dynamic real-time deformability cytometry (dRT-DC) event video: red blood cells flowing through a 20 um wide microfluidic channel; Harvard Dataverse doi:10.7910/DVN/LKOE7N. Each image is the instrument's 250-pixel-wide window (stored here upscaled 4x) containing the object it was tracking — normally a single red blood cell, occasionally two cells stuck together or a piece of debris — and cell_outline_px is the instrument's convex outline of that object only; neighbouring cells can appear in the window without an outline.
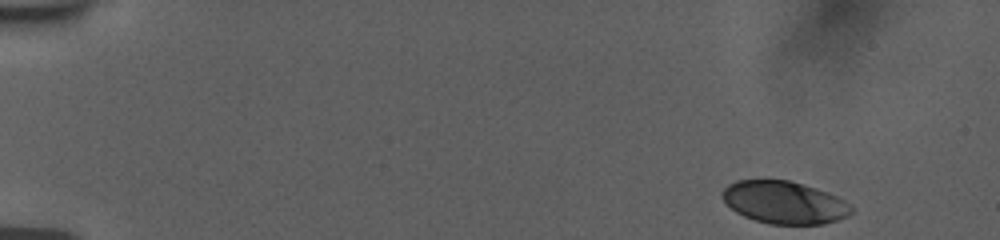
{"species": "human", "species_latin": "Homo sapiens", "temperature_condition": "room temperature", "stored_images_in_passage": 51, "camera_frame_rate_fps": 3000, "um_per_image_px": 0.085, "donor": {"sex": "female"}, "frame": {"image": 1, "passage_image": 1, "time_ms": 0.0, "image_size_px": [1000, 240], "cell_outline_px": [[852, 212], [848, 216], [824, 224], [768, 224], [744, 216], [736, 212], [720, 196], [720, 192], [728, 184], [736, 180], [788, 180], [816, 188], [836, 196], [844, 200], [852, 208]], "centroid_in_image_um": [66.64, 17.2], "position_along_channel_um": 18.4, "area_um2": 31.85}}
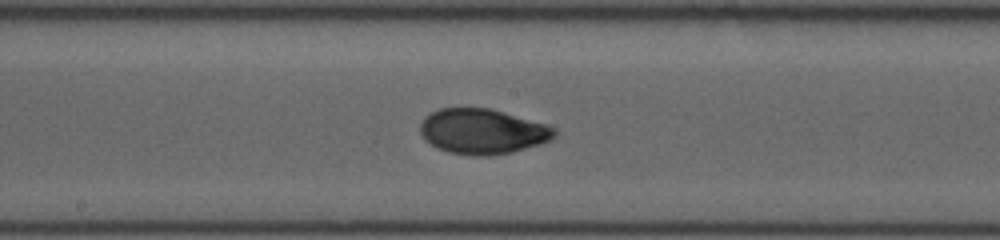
{"frame": {"image": 2, "passage_image": 27, "time_ms": 8.667, "image_size_px": [1000, 240], "cell_outline_px": [[556, 136], [540, 144], [512, 152], [488, 156], [476, 156], [448, 152], [436, 148], [424, 140], [420, 132], [420, 124], [424, 116], [440, 108], [492, 108], [544, 124], [556, 128]], "centroid_in_image_um": [40.98, 11.17], "position_along_channel_um": 207.2, "area_um2": 35.43}}
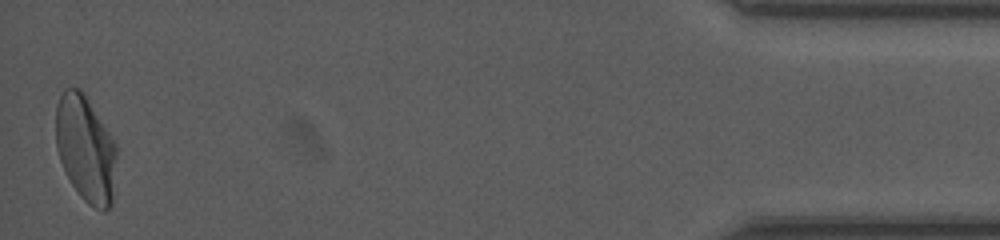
{"frame": {"image": 3, "passage_image": 51, "time_ms": 16.667, "image_size_px": [1000, 240], "cell_outline_px": [[116, 156], [112, 204], [104, 212], [100, 212], [88, 204], [80, 196], [72, 184], [60, 160], [56, 148], [56, 104], [64, 88], [80, 88], [112, 136], [116, 144]], "centroid_in_image_um": [7.28, 12.66], "position_along_channel_um": 427.9, "area_um2": 37.63}, "authors_computed_cell_mechanics": {"area_um2": 35.0268, "velocity_mm_per_s": 3.7462, "shape_relaxation_time_tau1_ms": 4.7234, "shape_relaxation_time_tau2_ms": 0.9296, "deformation_change_tau1": 0.1791, "deformation_change_tau2": 0.0387}}